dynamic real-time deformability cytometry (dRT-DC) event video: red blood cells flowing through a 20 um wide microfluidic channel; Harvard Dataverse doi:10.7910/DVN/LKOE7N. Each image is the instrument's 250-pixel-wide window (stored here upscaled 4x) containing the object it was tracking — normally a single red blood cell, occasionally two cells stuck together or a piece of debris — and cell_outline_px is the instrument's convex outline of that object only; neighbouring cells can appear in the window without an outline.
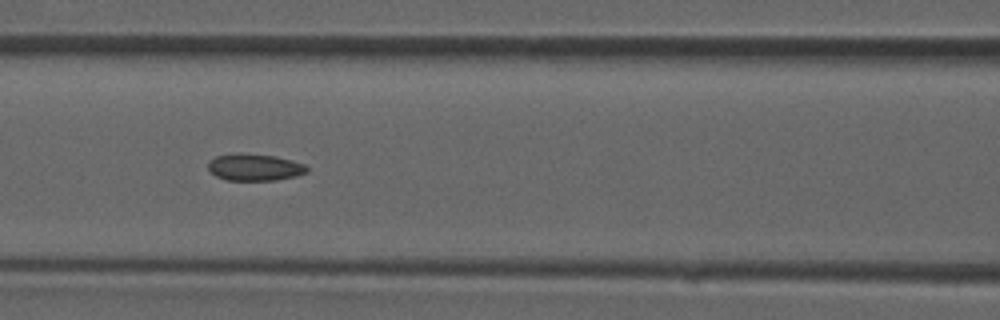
{"species": "common noctule bat (a hibernating species)", "species_latin": "Nyctalus noctula", "temperature_condition": "room temperature", "stored_images_in_passage": 39, "camera_frame_rate_fps": 3000, "um_per_image_px": 0.085, "animal": {"sex": "male", "forearm_length_mm": 52.5}, "frame": {"image": 1, "passage_image": 17, "time_ms": 5.333, "image_size_px": [1000, 320], "cell_outline_px": [[308, 172], [296, 176], [276, 180], [228, 180], [216, 176], [208, 168], [208, 160], [216, 156], [232, 152], [240, 152], [276, 156], [292, 160], [304, 164], [308, 168]], "centroid_in_image_um": [21.63, 14.19], "position_along_channel_um": 145.0, "area_um2": 15.72}}